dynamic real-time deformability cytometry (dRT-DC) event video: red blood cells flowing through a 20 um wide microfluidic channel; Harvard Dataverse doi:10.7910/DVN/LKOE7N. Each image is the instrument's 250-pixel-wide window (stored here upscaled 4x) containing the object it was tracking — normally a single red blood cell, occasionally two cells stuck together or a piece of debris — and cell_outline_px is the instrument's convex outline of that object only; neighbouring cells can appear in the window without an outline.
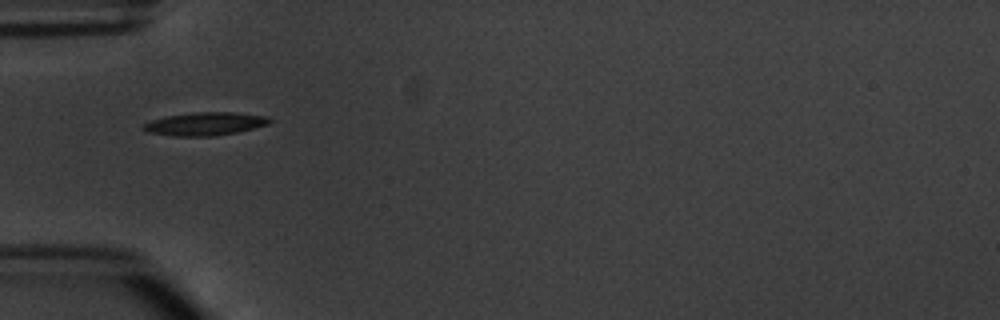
{"species": "common noctule bat (a hibernating species)", "species_latin": "Nyctalus noctula", "temperature_condition": "warm", "stored_images_in_passage": 3, "camera_frame_rate_fps": 3000, "um_per_image_px": 0.085, "animal": {"sex": "male", "body_mass_g": 20.1, "forearm_length_mm": 53.5}, "frame": {"image": 1, "passage_image": 1, "time_ms": 0.0, "image_size_px": [1000, 320], "cell_outline_px": [[272, 120], [268, 124], [236, 132], [212, 136], [172, 136], [148, 132], [144, 128], [144, 124], [152, 120], [164, 116], [192, 112], [232, 112], [268, 116]], "centroid_in_image_um": [17.43, 10.51], "position_along_channel_um": 67.6, "area_um2": 16.88}}